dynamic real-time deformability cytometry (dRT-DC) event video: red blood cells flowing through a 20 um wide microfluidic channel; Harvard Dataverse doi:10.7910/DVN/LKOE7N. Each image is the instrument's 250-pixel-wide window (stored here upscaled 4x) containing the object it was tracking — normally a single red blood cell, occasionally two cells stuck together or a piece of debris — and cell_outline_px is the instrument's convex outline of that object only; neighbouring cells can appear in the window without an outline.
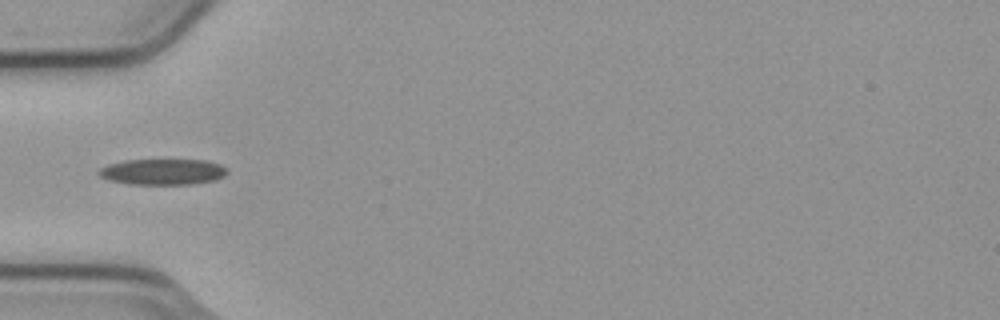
{"species": "common noctule bat (a hibernating species)", "species_latin": "Nyctalus noctula", "temperature_condition": "cold", "stored_images_in_passage": 4, "camera_frame_rate_fps": 3000, "um_per_image_px": 0.085, "animal": {"sex": "male", "body_mass_g": 23.1, "forearm_length_mm": 52.7}, "frame": {"image": 1, "passage_image": 4, "time_ms": 1.0, "image_size_px": [1000, 320], "cell_outline_px": [[228, 172], [224, 176], [216, 180], [192, 184], [128, 184], [108, 180], [100, 176], [96, 172], [100, 168], [108, 164], [124, 160], [204, 160], [220, 164], [228, 168]], "centroid_in_image_um": [13.83, 14.6], "position_along_channel_um": 71.2, "area_um2": 19.54}}